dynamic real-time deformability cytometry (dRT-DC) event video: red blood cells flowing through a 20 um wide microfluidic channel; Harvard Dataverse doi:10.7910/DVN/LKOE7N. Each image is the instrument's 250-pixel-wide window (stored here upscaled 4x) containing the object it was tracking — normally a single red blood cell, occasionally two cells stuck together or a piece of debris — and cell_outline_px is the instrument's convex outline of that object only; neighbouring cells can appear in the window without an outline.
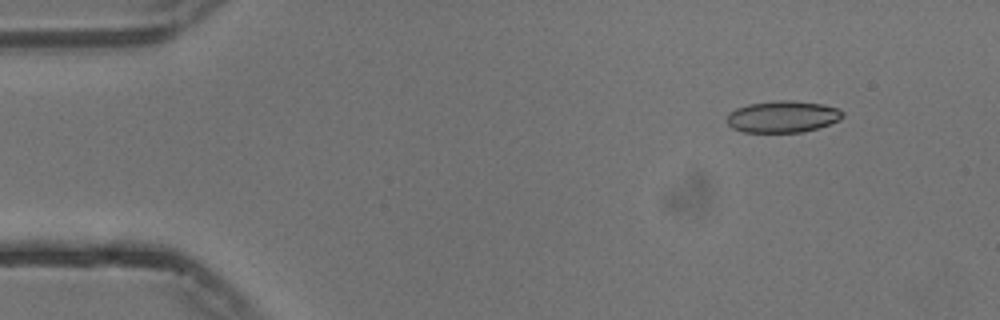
{"species": "common noctule bat (a hibernating species)", "species_latin": "Nyctalus noctula", "temperature_condition": "cold", "stored_images_in_passage": 51, "camera_frame_rate_fps": 3000, "um_per_image_px": 0.085, "animal": {"sex": "male", "body_mass_g": 13.3}, "frame": {"image": 1, "passage_image": 3, "time_ms": 0.667, "image_size_px": [1000, 320], "cell_outline_px": [[844, 116], [840, 120], [816, 128], [800, 132], [744, 132], [732, 128], [728, 124], [728, 112], [736, 108], [748, 104], [780, 100], [788, 100], [824, 104], [836, 108], [844, 112]], "centroid_in_image_um": [66.52, 9.91], "position_along_channel_um": 18.5, "area_um2": 21.27}}
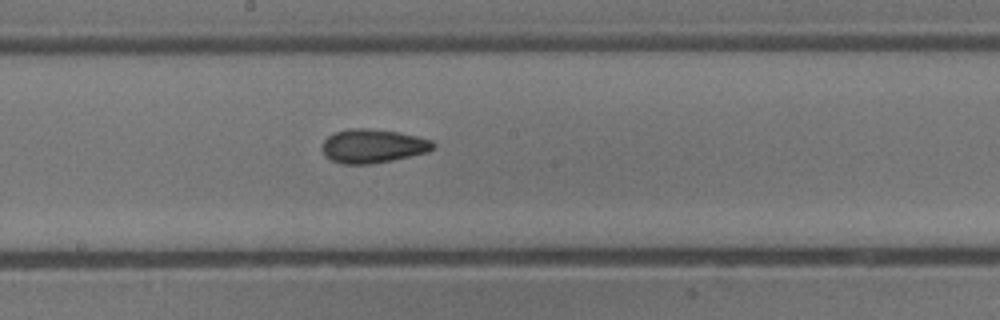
{"frame": {"image": 2, "passage_image": 26, "time_ms": 8.333, "image_size_px": [1000, 320], "cell_outline_px": [[436, 148], [428, 152], [392, 160], [372, 164], [340, 164], [324, 156], [324, 140], [328, 136], [336, 132], [348, 128], [368, 128], [400, 132], [432, 140], [436, 144]], "centroid_in_image_um": [31.73, 12.41], "position_along_channel_um": 216.5, "area_um2": 21.96}}
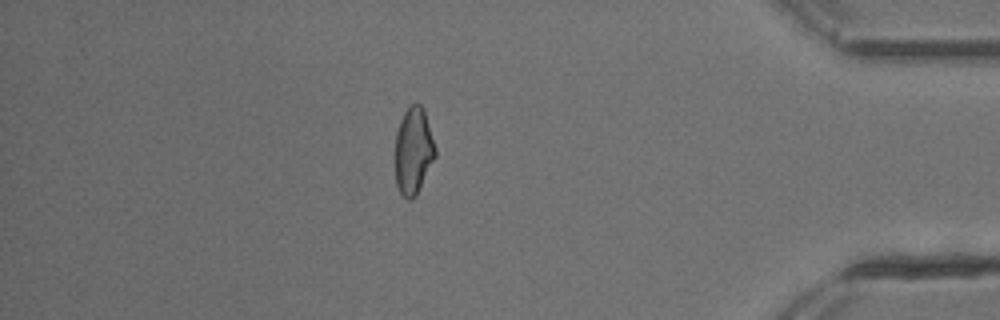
{"frame": {"image": 3, "passage_image": 44, "time_ms": 14.333, "image_size_px": [1000, 320], "cell_outline_px": [[436, 156], [416, 196], [412, 200], [408, 200], [400, 192], [396, 184], [396, 132], [400, 120], [408, 104], [416, 100], [420, 104], [424, 112], [436, 148]], "centroid_in_image_um": [35.14, 12.8], "position_along_channel_um": 400.1, "area_um2": 20.35}, "authors_computed_cell_mechanics": {"area_um2": 21.3282, "velocity_mm_per_s": 3.7515, "shape_relaxation_time_tau1_ms": 4.9736, "shape_relaxation_time_tau2_ms": 2.6702, "deformation_change_tau1": 0.1237, "deformation_change_tau2": 0.0896}}